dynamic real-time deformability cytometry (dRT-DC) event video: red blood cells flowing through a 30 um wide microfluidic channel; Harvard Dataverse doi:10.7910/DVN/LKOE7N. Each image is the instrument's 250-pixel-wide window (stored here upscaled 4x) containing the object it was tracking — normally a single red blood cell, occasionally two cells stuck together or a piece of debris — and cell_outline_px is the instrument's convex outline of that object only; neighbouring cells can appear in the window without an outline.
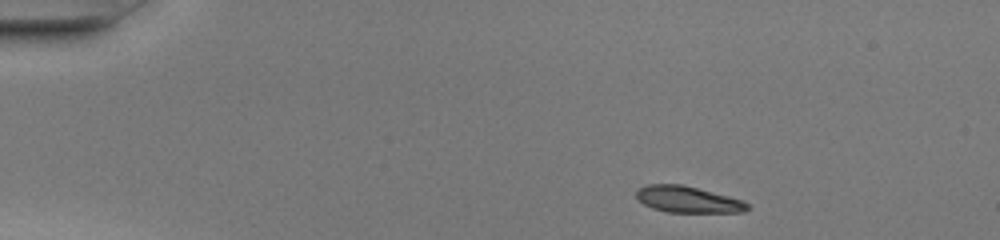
{"species": "common noctule bat (a hibernating species)", "species_latin": "Nyctalus noctula", "temperature_condition": "warm", "stored_images_in_passage": 42, "camera_frame_rate_fps": 3000, "um_per_image_px": 0.085, "animal": {"sex": "female", "body_mass_g": 20.0, "forearm_length_mm": 54.0}, "frame": {"image": 1, "passage_image": 1, "time_ms": 0.0, "image_size_px": [1000, 240], "cell_outline_px": [[752, 208], [744, 212], [668, 212], [652, 208], [644, 204], [636, 196], [636, 188], [648, 184], [684, 184], [744, 200]], "centroid_in_image_um": [58.49, 16.94], "position_along_channel_um": 26.5, "area_um2": 17.28}}
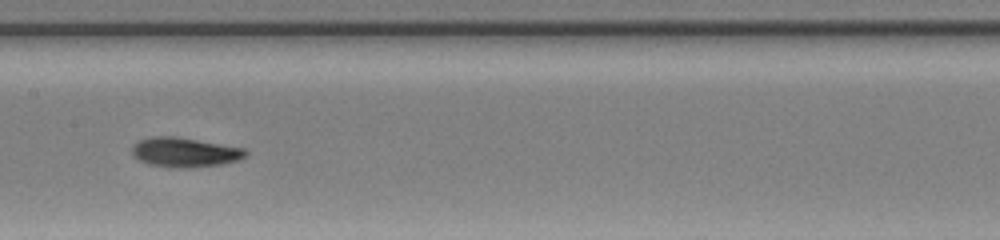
{"frame": {"image": 2, "passage_image": 19, "time_ms": 6.0, "image_size_px": [1000, 240], "cell_outline_px": [[248, 156], [224, 164], [192, 168], [176, 168], [148, 164], [132, 156], [132, 144], [140, 140], [152, 136], [176, 136], [244, 148], [248, 152]], "centroid_in_image_um": [15.7, 12.95], "position_along_channel_um": 191.7, "area_um2": 19.77}}
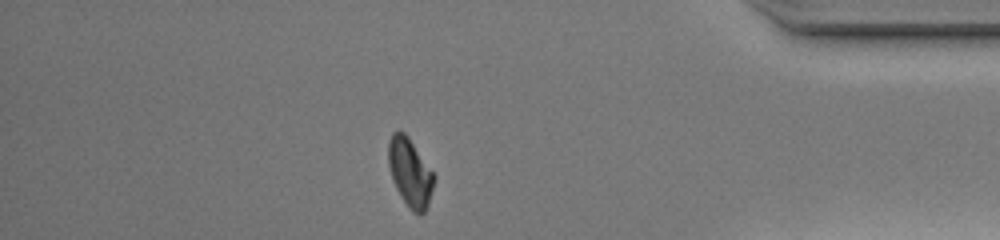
{"frame": {"image": 3, "passage_image": 36, "time_ms": 11.667, "image_size_px": [1000, 240], "cell_outline_px": [[436, 176], [428, 204], [424, 212], [420, 216], [412, 212], [408, 208], [400, 196], [392, 180], [388, 164], [388, 140], [392, 132], [404, 132], [408, 136]], "centroid_in_image_um": [34.84, 14.68], "position_along_channel_um": 400.4, "area_um2": 18.32}, "authors_computed_cell_mechanics": {"area_um2": 18.3226, "velocity_mm_per_s": 4.2193, "shape_relaxation_time_tau1_ms": 3.9043, "shape_relaxation_time_tau2_ms": 1.0345, "deformation_change_tau1": 0.1868, "deformation_change_tau2": 0.0517}}